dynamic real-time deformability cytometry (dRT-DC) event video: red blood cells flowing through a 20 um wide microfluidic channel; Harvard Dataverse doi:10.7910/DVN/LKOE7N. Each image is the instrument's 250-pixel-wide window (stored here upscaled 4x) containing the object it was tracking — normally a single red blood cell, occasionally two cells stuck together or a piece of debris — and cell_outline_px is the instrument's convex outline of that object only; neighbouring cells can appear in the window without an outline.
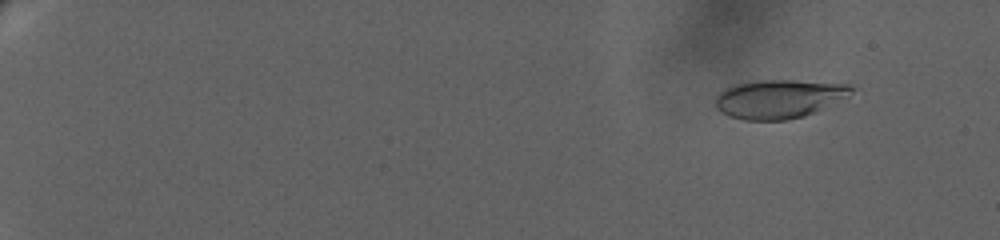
{"species": "human", "species_latin": "Homo sapiens", "temperature_condition": "warm", "stored_images_in_passage": 51, "camera_frame_rate_fps": 3000, "um_per_image_px": 0.085, "donor": {"sex": "female"}, "frame": {"image": 1, "passage_image": 15, "time_ms": 2.333, "image_size_px": [1000, 240], "cell_outline_px": [[852, 92], [848, 96], [804, 116], [788, 120], [744, 120], [728, 116], [720, 112], [716, 108], [716, 96], [724, 88], [732, 84], [760, 80], [792, 80], [848, 84], [852, 88]], "centroid_in_image_um": [66.14, 8.4], "position_along_channel_um": 18.9, "area_um2": 30.58}}
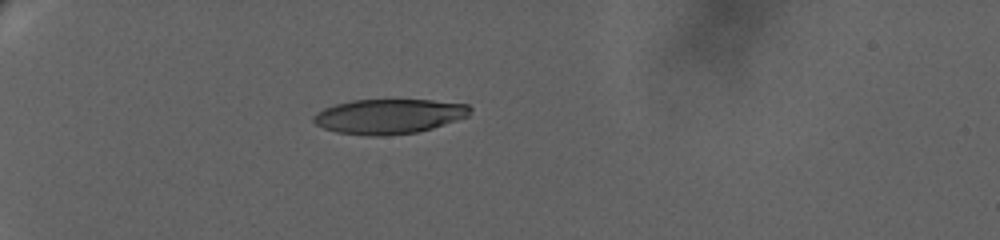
{"frame": {"image": 2, "passage_image": 46, "time_ms": 8.0, "image_size_px": [1000, 240], "cell_outline_px": [[472, 108], [468, 116], [432, 128], [416, 132], [384, 136], [368, 136], [336, 132], [324, 128], [316, 124], [312, 120], [312, 116], [316, 112], [324, 108], [336, 104], [352, 100], [432, 100], [468, 104]], "centroid_in_image_um": [33.04, 9.89], "position_along_channel_um": 52.0, "area_um2": 31.73}}